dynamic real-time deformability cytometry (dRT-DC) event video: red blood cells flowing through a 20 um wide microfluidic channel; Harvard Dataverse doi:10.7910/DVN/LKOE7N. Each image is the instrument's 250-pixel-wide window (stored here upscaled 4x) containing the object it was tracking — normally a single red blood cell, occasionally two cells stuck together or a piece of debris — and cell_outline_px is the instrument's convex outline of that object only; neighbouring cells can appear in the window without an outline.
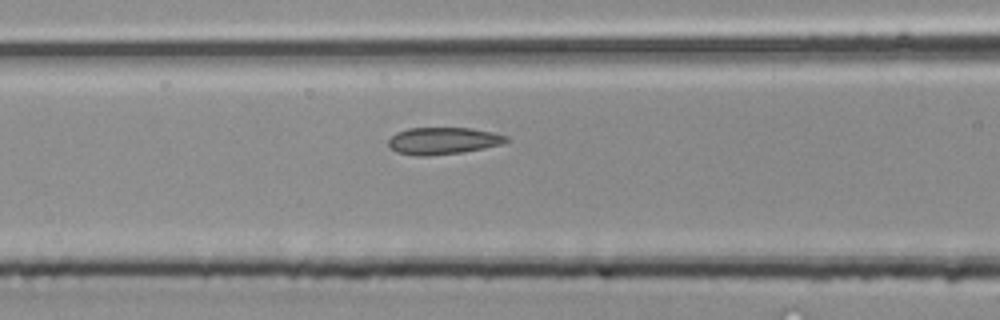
{"species": "common noctule bat (a hibernating species)", "species_latin": "Nyctalus noctula", "temperature_condition": "room temperature", "stored_images_in_passage": 24, "camera_frame_rate_fps": 3000, "um_per_image_px": 0.085, "animal": {"sex": "male", "body_mass_g": 20.4}, "frame": {"image": 1, "passage_image": 7, "time_ms": 2.0, "image_size_px": [1000, 320], "cell_outline_px": [[508, 140], [504, 144], [484, 148], [460, 152], [428, 156], [416, 156], [396, 152], [388, 148], [388, 140], [396, 132], [408, 128], [472, 128], [492, 132], [508, 136]], "centroid_in_image_um": [37.63, 11.97], "position_along_channel_um": 129.0, "area_um2": 18.67}}
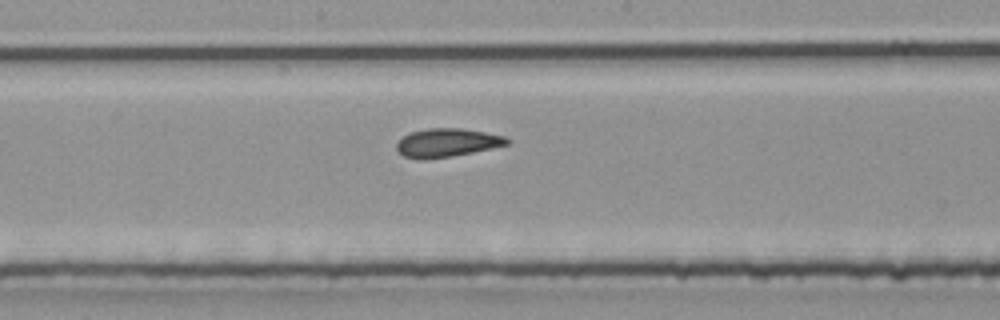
{"frame": {"image": 2, "passage_image": 12, "time_ms": 3.667, "image_size_px": [1000, 320], "cell_outline_px": [[512, 140], [508, 144], [492, 148], [452, 156], [424, 160], [416, 160], [404, 156], [396, 148], [396, 144], [408, 132], [428, 128], [460, 128], [484, 132], [504, 136]], "centroid_in_image_um": [37.98, 12.13], "position_along_channel_um": 210.2, "area_um2": 18.38}}
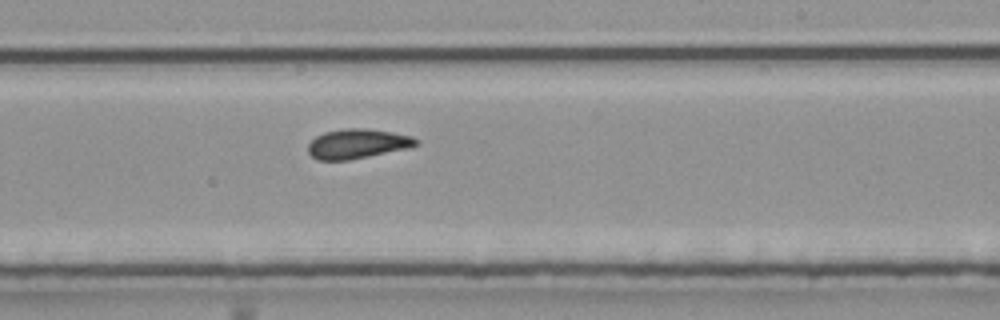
{"frame": {"image": 3, "passage_image": 15, "time_ms": 4.667, "image_size_px": [1000, 320], "cell_outline_px": [[420, 144], [404, 148], [368, 156], [348, 160], [316, 160], [308, 152], [308, 144], [316, 136], [324, 132], [348, 128], [364, 128], [392, 132], [412, 136], [420, 140]], "centroid_in_image_um": [30.36, 12.21], "position_along_channel_um": 258.6, "area_um2": 18.44}}